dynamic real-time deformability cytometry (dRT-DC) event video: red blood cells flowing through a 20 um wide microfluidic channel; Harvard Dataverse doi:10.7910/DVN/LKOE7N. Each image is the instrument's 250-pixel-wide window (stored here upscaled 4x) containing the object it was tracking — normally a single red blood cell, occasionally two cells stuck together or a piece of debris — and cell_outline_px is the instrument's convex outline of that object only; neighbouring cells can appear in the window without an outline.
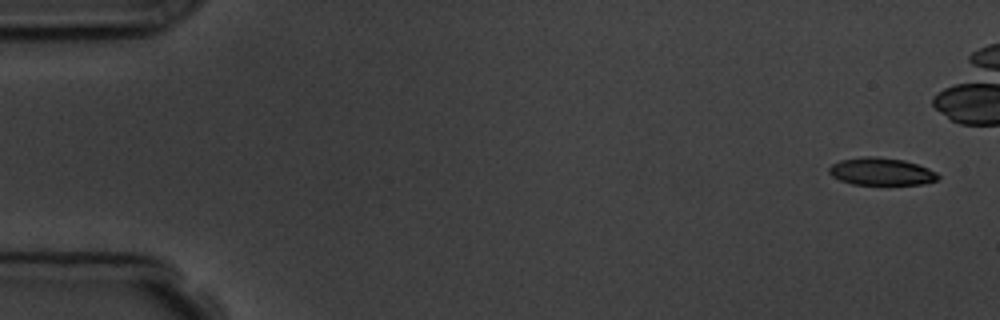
{"species": "common noctule bat (a hibernating species)", "species_latin": "Nyctalus noctula", "temperature_condition": "room temperature", "stored_images_in_passage": 6, "camera_frame_rate_fps": 3000, "um_per_image_px": 0.085, "animal": {"sex": "male", "body_mass_g": 19.5, "forearm_length_mm": 54.6}, "frame": {"image": 1, "passage_image": 1, "time_ms": 0.0, "image_size_px": [1000, 320], "cell_outline_px": [[940, 176], [936, 180], [924, 184], [852, 184], [840, 180], [832, 176], [828, 172], [828, 168], [832, 164], [840, 160], [864, 156], [876, 156], [904, 160], [928, 168], [936, 172]], "centroid_in_image_um": [74.89, 14.57], "position_along_channel_um": 10.1, "area_um2": 17.4}}